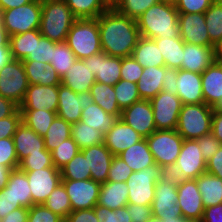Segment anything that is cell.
<instances>
[{
	"mask_svg": "<svg viewBox=\"0 0 222 222\" xmlns=\"http://www.w3.org/2000/svg\"><path fill=\"white\" fill-rule=\"evenodd\" d=\"M97 21L102 51L114 57L131 56L141 38L136 20L108 9Z\"/></svg>",
	"mask_w": 222,
	"mask_h": 222,
	"instance_id": "obj_1",
	"label": "cell"
},
{
	"mask_svg": "<svg viewBox=\"0 0 222 222\" xmlns=\"http://www.w3.org/2000/svg\"><path fill=\"white\" fill-rule=\"evenodd\" d=\"M178 19L179 13L175 4L160 1L137 18L136 23L142 37L165 39L167 36L180 37Z\"/></svg>",
	"mask_w": 222,
	"mask_h": 222,
	"instance_id": "obj_2",
	"label": "cell"
},
{
	"mask_svg": "<svg viewBox=\"0 0 222 222\" xmlns=\"http://www.w3.org/2000/svg\"><path fill=\"white\" fill-rule=\"evenodd\" d=\"M76 20L64 0H42L39 28L42 36L56 43L64 42Z\"/></svg>",
	"mask_w": 222,
	"mask_h": 222,
	"instance_id": "obj_3",
	"label": "cell"
},
{
	"mask_svg": "<svg viewBox=\"0 0 222 222\" xmlns=\"http://www.w3.org/2000/svg\"><path fill=\"white\" fill-rule=\"evenodd\" d=\"M65 42L79 60L100 53L102 48L97 18L77 19Z\"/></svg>",
	"mask_w": 222,
	"mask_h": 222,
	"instance_id": "obj_4",
	"label": "cell"
},
{
	"mask_svg": "<svg viewBox=\"0 0 222 222\" xmlns=\"http://www.w3.org/2000/svg\"><path fill=\"white\" fill-rule=\"evenodd\" d=\"M214 107L200 104H183L176 130L183 139H198L211 133Z\"/></svg>",
	"mask_w": 222,
	"mask_h": 222,
	"instance_id": "obj_5",
	"label": "cell"
},
{
	"mask_svg": "<svg viewBox=\"0 0 222 222\" xmlns=\"http://www.w3.org/2000/svg\"><path fill=\"white\" fill-rule=\"evenodd\" d=\"M155 163L168 173L174 166L183 144L177 130H156L146 138Z\"/></svg>",
	"mask_w": 222,
	"mask_h": 222,
	"instance_id": "obj_6",
	"label": "cell"
},
{
	"mask_svg": "<svg viewBox=\"0 0 222 222\" xmlns=\"http://www.w3.org/2000/svg\"><path fill=\"white\" fill-rule=\"evenodd\" d=\"M164 174L157 164L132 172L126 181L128 204L152 206L156 183Z\"/></svg>",
	"mask_w": 222,
	"mask_h": 222,
	"instance_id": "obj_7",
	"label": "cell"
},
{
	"mask_svg": "<svg viewBox=\"0 0 222 222\" xmlns=\"http://www.w3.org/2000/svg\"><path fill=\"white\" fill-rule=\"evenodd\" d=\"M178 179L166 173L157 181L151 206L152 216L157 218H183L177 204Z\"/></svg>",
	"mask_w": 222,
	"mask_h": 222,
	"instance_id": "obj_8",
	"label": "cell"
},
{
	"mask_svg": "<svg viewBox=\"0 0 222 222\" xmlns=\"http://www.w3.org/2000/svg\"><path fill=\"white\" fill-rule=\"evenodd\" d=\"M42 0L4 10L3 26L9 36L40 28Z\"/></svg>",
	"mask_w": 222,
	"mask_h": 222,
	"instance_id": "obj_9",
	"label": "cell"
},
{
	"mask_svg": "<svg viewBox=\"0 0 222 222\" xmlns=\"http://www.w3.org/2000/svg\"><path fill=\"white\" fill-rule=\"evenodd\" d=\"M168 173L178 180L197 179L206 173V161L203 159L197 140L184 139L179 156Z\"/></svg>",
	"mask_w": 222,
	"mask_h": 222,
	"instance_id": "obj_10",
	"label": "cell"
},
{
	"mask_svg": "<svg viewBox=\"0 0 222 222\" xmlns=\"http://www.w3.org/2000/svg\"><path fill=\"white\" fill-rule=\"evenodd\" d=\"M29 83L23 62L12 59L0 69V95L20 106Z\"/></svg>",
	"mask_w": 222,
	"mask_h": 222,
	"instance_id": "obj_11",
	"label": "cell"
},
{
	"mask_svg": "<svg viewBox=\"0 0 222 222\" xmlns=\"http://www.w3.org/2000/svg\"><path fill=\"white\" fill-rule=\"evenodd\" d=\"M153 110V118L157 130H175L178 116L182 108L181 99L166 91L159 92L150 100Z\"/></svg>",
	"mask_w": 222,
	"mask_h": 222,
	"instance_id": "obj_12",
	"label": "cell"
},
{
	"mask_svg": "<svg viewBox=\"0 0 222 222\" xmlns=\"http://www.w3.org/2000/svg\"><path fill=\"white\" fill-rule=\"evenodd\" d=\"M93 103L90 91L75 93L72 89L58 85L57 116L69 123H76L81 119V112Z\"/></svg>",
	"mask_w": 222,
	"mask_h": 222,
	"instance_id": "obj_13",
	"label": "cell"
},
{
	"mask_svg": "<svg viewBox=\"0 0 222 222\" xmlns=\"http://www.w3.org/2000/svg\"><path fill=\"white\" fill-rule=\"evenodd\" d=\"M70 198L72 211L93 209L97 203L101 183L92 179L61 180Z\"/></svg>",
	"mask_w": 222,
	"mask_h": 222,
	"instance_id": "obj_14",
	"label": "cell"
},
{
	"mask_svg": "<svg viewBox=\"0 0 222 222\" xmlns=\"http://www.w3.org/2000/svg\"><path fill=\"white\" fill-rule=\"evenodd\" d=\"M177 192V204L181 209L182 217L185 220L201 221L205 208L196 179L178 180Z\"/></svg>",
	"mask_w": 222,
	"mask_h": 222,
	"instance_id": "obj_15",
	"label": "cell"
},
{
	"mask_svg": "<svg viewBox=\"0 0 222 222\" xmlns=\"http://www.w3.org/2000/svg\"><path fill=\"white\" fill-rule=\"evenodd\" d=\"M29 181L33 204H43L50 193L61 183V173L56 167L24 171Z\"/></svg>",
	"mask_w": 222,
	"mask_h": 222,
	"instance_id": "obj_16",
	"label": "cell"
},
{
	"mask_svg": "<svg viewBox=\"0 0 222 222\" xmlns=\"http://www.w3.org/2000/svg\"><path fill=\"white\" fill-rule=\"evenodd\" d=\"M120 119L143 138H147L157 130L150 100L141 99L125 108L121 111Z\"/></svg>",
	"mask_w": 222,
	"mask_h": 222,
	"instance_id": "obj_17",
	"label": "cell"
},
{
	"mask_svg": "<svg viewBox=\"0 0 222 222\" xmlns=\"http://www.w3.org/2000/svg\"><path fill=\"white\" fill-rule=\"evenodd\" d=\"M83 61L94 74L96 82L114 86L121 79L122 57L109 56L101 51Z\"/></svg>",
	"mask_w": 222,
	"mask_h": 222,
	"instance_id": "obj_18",
	"label": "cell"
},
{
	"mask_svg": "<svg viewBox=\"0 0 222 222\" xmlns=\"http://www.w3.org/2000/svg\"><path fill=\"white\" fill-rule=\"evenodd\" d=\"M180 37L185 43L215 46L209 38L204 13H179Z\"/></svg>",
	"mask_w": 222,
	"mask_h": 222,
	"instance_id": "obj_19",
	"label": "cell"
},
{
	"mask_svg": "<svg viewBox=\"0 0 222 222\" xmlns=\"http://www.w3.org/2000/svg\"><path fill=\"white\" fill-rule=\"evenodd\" d=\"M19 109L57 112L58 85L29 84Z\"/></svg>",
	"mask_w": 222,
	"mask_h": 222,
	"instance_id": "obj_20",
	"label": "cell"
},
{
	"mask_svg": "<svg viewBox=\"0 0 222 222\" xmlns=\"http://www.w3.org/2000/svg\"><path fill=\"white\" fill-rule=\"evenodd\" d=\"M143 137L131 126L118 119L113 127L104 134V145L114 156H118L133 144L141 141Z\"/></svg>",
	"mask_w": 222,
	"mask_h": 222,
	"instance_id": "obj_21",
	"label": "cell"
},
{
	"mask_svg": "<svg viewBox=\"0 0 222 222\" xmlns=\"http://www.w3.org/2000/svg\"><path fill=\"white\" fill-rule=\"evenodd\" d=\"M216 48V46H201L185 43L180 69L201 74L217 60Z\"/></svg>",
	"mask_w": 222,
	"mask_h": 222,
	"instance_id": "obj_22",
	"label": "cell"
},
{
	"mask_svg": "<svg viewBox=\"0 0 222 222\" xmlns=\"http://www.w3.org/2000/svg\"><path fill=\"white\" fill-rule=\"evenodd\" d=\"M80 151L84 154L85 158H87L91 179L101 184L105 183L114 157L111 151L104 145V143L90 146Z\"/></svg>",
	"mask_w": 222,
	"mask_h": 222,
	"instance_id": "obj_23",
	"label": "cell"
},
{
	"mask_svg": "<svg viewBox=\"0 0 222 222\" xmlns=\"http://www.w3.org/2000/svg\"><path fill=\"white\" fill-rule=\"evenodd\" d=\"M177 96L183 104L204 103L201 74L177 69Z\"/></svg>",
	"mask_w": 222,
	"mask_h": 222,
	"instance_id": "obj_24",
	"label": "cell"
},
{
	"mask_svg": "<svg viewBox=\"0 0 222 222\" xmlns=\"http://www.w3.org/2000/svg\"><path fill=\"white\" fill-rule=\"evenodd\" d=\"M204 103L215 107L222 99V62L215 60L201 73Z\"/></svg>",
	"mask_w": 222,
	"mask_h": 222,
	"instance_id": "obj_25",
	"label": "cell"
},
{
	"mask_svg": "<svg viewBox=\"0 0 222 222\" xmlns=\"http://www.w3.org/2000/svg\"><path fill=\"white\" fill-rule=\"evenodd\" d=\"M12 138L19 162L29 154L40 153V151L46 150L44 138L24 122H21Z\"/></svg>",
	"mask_w": 222,
	"mask_h": 222,
	"instance_id": "obj_26",
	"label": "cell"
},
{
	"mask_svg": "<svg viewBox=\"0 0 222 222\" xmlns=\"http://www.w3.org/2000/svg\"><path fill=\"white\" fill-rule=\"evenodd\" d=\"M95 82L94 74L89 67H86L84 61L79 59L73 63L61 79V84L72 89L77 94L90 91Z\"/></svg>",
	"mask_w": 222,
	"mask_h": 222,
	"instance_id": "obj_27",
	"label": "cell"
},
{
	"mask_svg": "<svg viewBox=\"0 0 222 222\" xmlns=\"http://www.w3.org/2000/svg\"><path fill=\"white\" fill-rule=\"evenodd\" d=\"M166 66H151L143 69L137 82L139 96L144 100H151L159 92L163 91V78Z\"/></svg>",
	"mask_w": 222,
	"mask_h": 222,
	"instance_id": "obj_28",
	"label": "cell"
},
{
	"mask_svg": "<svg viewBox=\"0 0 222 222\" xmlns=\"http://www.w3.org/2000/svg\"><path fill=\"white\" fill-rule=\"evenodd\" d=\"M97 204L111 210L125 207L128 204V186L126 182L106 181L102 183Z\"/></svg>",
	"mask_w": 222,
	"mask_h": 222,
	"instance_id": "obj_29",
	"label": "cell"
},
{
	"mask_svg": "<svg viewBox=\"0 0 222 222\" xmlns=\"http://www.w3.org/2000/svg\"><path fill=\"white\" fill-rule=\"evenodd\" d=\"M118 157L125 161L133 172L141 171L156 164L146 138L124 150Z\"/></svg>",
	"mask_w": 222,
	"mask_h": 222,
	"instance_id": "obj_30",
	"label": "cell"
},
{
	"mask_svg": "<svg viewBox=\"0 0 222 222\" xmlns=\"http://www.w3.org/2000/svg\"><path fill=\"white\" fill-rule=\"evenodd\" d=\"M22 62L29 84L49 86L61 84V78L48 63L33 60H23Z\"/></svg>",
	"mask_w": 222,
	"mask_h": 222,
	"instance_id": "obj_31",
	"label": "cell"
},
{
	"mask_svg": "<svg viewBox=\"0 0 222 222\" xmlns=\"http://www.w3.org/2000/svg\"><path fill=\"white\" fill-rule=\"evenodd\" d=\"M131 56L143 67L165 66L164 58L154 39L142 37L132 51Z\"/></svg>",
	"mask_w": 222,
	"mask_h": 222,
	"instance_id": "obj_32",
	"label": "cell"
},
{
	"mask_svg": "<svg viewBox=\"0 0 222 222\" xmlns=\"http://www.w3.org/2000/svg\"><path fill=\"white\" fill-rule=\"evenodd\" d=\"M196 184L204 208L222 203V179L206 172L196 179Z\"/></svg>",
	"mask_w": 222,
	"mask_h": 222,
	"instance_id": "obj_33",
	"label": "cell"
},
{
	"mask_svg": "<svg viewBox=\"0 0 222 222\" xmlns=\"http://www.w3.org/2000/svg\"><path fill=\"white\" fill-rule=\"evenodd\" d=\"M154 41L159 47L165 66L167 68L180 69L183 59L184 44L185 42L181 37L169 38H156Z\"/></svg>",
	"mask_w": 222,
	"mask_h": 222,
	"instance_id": "obj_34",
	"label": "cell"
},
{
	"mask_svg": "<svg viewBox=\"0 0 222 222\" xmlns=\"http://www.w3.org/2000/svg\"><path fill=\"white\" fill-rule=\"evenodd\" d=\"M16 202L30 208L33 204L29 181L26 173L19 168L13 169L6 185Z\"/></svg>",
	"mask_w": 222,
	"mask_h": 222,
	"instance_id": "obj_35",
	"label": "cell"
},
{
	"mask_svg": "<svg viewBox=\"0 0 222 222\" xmlns=\"http://www.w3.org/2000/svg\"><path fill=\"white\" fill-rule=\"evenodd\" d=\"M90 94L93 98V103L99 105L108 114L115 115L120 119L121 110L115 97L113 85L95 82L90 88Z\"/></svg>",
	"mask_w": 222,
	"mask_h": 222,
	"instance_id": "obj_36",
	"label": "cell"
},
{
	"mask_svg": "<svg viewBox=\"0 0 222 222\" xmlns=\"http://www.w3.org/2000/svg\"><path fill=\"white\" fill-rule=\"evenodd\" d=\"M118 120L115 115L108 114L99 105L92 103L82 110L80 121L92 126L102 133H107Z\"/></svg>",
	"mask_w": 222,
	"mask_h": 222,
	"instance_id": "obj_37",
	"label": "cell"
},
{
	"mask_svg": "<svg viewBox=\"0 0 222 222\" xmlns=\"http://www.w3.org/2000/svg\"><path fill=\"white\" fill-rule=\"evenodd\" d=\"M71 137L80 150L104 142V133L82 121L71 124Z\"/></svg>",
	"mask_w": 222,
	"mask_h": 222,
	"instance_id": "obj_38",
	"label": "cell"
},
{
	"mask_svg": "<svg viewBox=\"0 0 222 222\" xmlns=\"http://www.w3.org/2000/svg\"><path fill=\"white\" fill-rule=\"evenodd\" d=\"M77 19L98 18L110 9L104 0H64Z\"/></svg>",
	"mask_w": 222,
	"mask_h": 222,
	"instance_id": "obj_39",
	"label": "cell"
},
{
	"mask_svg": "<svg viewBox=\"0 0 222 222\" xmlns=\"http://www.w3.org/2000/svg\"><path fill=\"white\" fill-rule=\"evenodd\" d=\"M22 122L34 130L38 135L44 137L49 126L57 116L56 112L47 110H20Z\"/></svg>",
	"mask_w": 222,
	"mask_h": 222,
	"instance_id": "obj_40",
	"label": "cell"
},
{
	"mask_svg": "<svg viewBox=\"0 0 222 222\" xmlns=\"http://www.w3.org/2000/svg\"><path fill=\"white\" fill-rule=\"evenodd\" d=\"M204 17L210 41L217 47L222 43V0H215Z\"/></svg>",
	"mask_w": 222,
	"mask_h": 222,
	"instance_id": "obj_41",
	"label": "cell"
},
{
	"mask_svg": "<svg viewBox=\"0 0 222 222\" xmlns=\"http://www.w3.org/2000/svg\"><path fill=\"white\" fill-rule=\"evenodd\" d=\"M71 137V123L66 122L64 119L56 116L54 121L48 128L44 138L45 149L49 152L53 151L63 141Z\"/></svg>",
	"mask_w": 222,
	"mask_h": 222,
	"instance_id": "obj_42",
	"label": "cell"
},
{
	"mask_svg": "<svg viewBox=\"0 0 222 222\" xmlns=\"http://www.w3.org/2000/svg\"><path fill=\"white\" fill-rule=\"evenodd\" d=\"M77 57L69 48L68 44L64 42L55 43L50 66L56 70L58 76L62 79L69 68L76 62Z\"/></svg>",
	"mask_w": 222,
	"mask_h": 222,
	"instance_id": "obj_43",
	"label": "cell"
},
{
	"mask_svg": "<svg viewBox=\"0 0 222 222\" xmlns=\"http://www.w3.org/2000/svg\"><path fill=\"white\" fill-rule=\"evenodd\" d=\"M61 180H85L91 179L88 170L87 158L79 151L73 159L60 169Z\"/></svg>",
	"mask_w": 222,
	"mask_h": 222,
	"instance_id": "obj_44",
	"label": "cell"
},
{
	"mask_svg": "<svg viewBox=\"0 0 222 222\" xmlns=\"http://www.w3.org/2000/svg\"><path fill=\"white\" fill-rule=\"evenodd\" d=\"M43 204L47 209H50L53 213L58 214L63 219H65L72 211L70 198L67 195V191L62 182L50 193L49 197Z\"/></svg>",
	"mask_w": 222,
	"mask_h": 222,
	"instance_id": "obj_45",
	"label": "cell"
},
{
	"mask_svg": "<svg viewBox=\"0 0 222 222\" xmlns=\"http://www.w3.org/2000/svg\"><path fill=\"white\" fill-rule=\"evenodd\" d=\"M12 58L23 61L33 52L34 30L9 36Z\"/></svg>",
	"mask_w": 222,
	"mask_h": 222,
	"instance_id": "obj_46",
	"label": "cell"
},
{
	"mask_svg": "<svg viewBox=\"0 0 222 222\" xmlns=\"http://www.w3.org/2000/svg\"><path fill=\"white\" fill-rule=\"evenodd\" d=\"M54 41L41 35L39 29H34V47L25 60H33L50 64L53 50L55 49Z\"/></svg>",
	"mask_w": 222,
	"mask_h": 222,
	"instance_id": "obj_47",
	"label": "cell"
},
{
	"mask_svg": "<svg viewBox=\"0 0 222 222\" xmlns=\"http://www.w3.org/2000/svg\"><path fill=\"white\" fill-rule=\"evenodd\" d=\"M114 91L121 111L128 108L133 103L141 100L137 89V83L120 79L114 85Z\"/></svg>",
	"mask_w": 222,
	"mask_h": 222,
	"instance_id": "obj_48",
	"label": "cell"
},
{
	"mask_svg": "<svg viewBox=\"0 0 222 222\" xmlns=\"http://www.w3.org/2000/svg\"><path fill=\"white\" fill-rule=\"evenodd\" d=\"M79 151V146L72 137H70L51 151L53 165L60 170L63 166L70 162Z\"/></svg>",
	"mask_w": 222,
	"mask_h": 222,
	"instance_id": "obj_49",
	"label": "cell"
},
{
	"mask_svg": "<svg viewBox=\"0 0 222 222\" xmlns=\"http://www.w3.org/2000/svg\"><path fill=\"white\" fill-rule=\"evenodd\" d=\"M160 1L161 0H121L114 9L120 14L136 20L148 8Z\"/></svg>",
	"mask_w": 222,
	"mask_h": 222,
	"instance_id": "obj_50",
	"label": "cell"
},
{
	"mask_svg": "<svg viewBox=\"0 0 222 222\" xmlns=\"http://www.w3.org/2000/svg\"><path fill=\"white\" fill-rule=\"evenodd\" d=\"M47 167H55L52 162L51 152L48 150L40 153L29 154L19 162L18 168L22 171H34Z\"/></svg>",
	"mask_w": 222,
	"mask_h": 222,
	"instance_id": "obj_51",
	"label": "cell"
},
{
	"mask_svg": "<svg viewBox=\"0 0 222 222\" xmlns=\"http://www.w3.org/2000/svg\"><path fill=\"white\" fill-rule=\"evenodd\" d=\"M93 209L99 222H132L128 215L127 205L117 210H111L97 204Z\"/></svg>",
	"mask_w": 222,
	"mask_h": 222,
	"instance_id": "obj_52",
	"label": "cell"
},
{
	"mask_svg": "<svg viewBox=\"0 0 222 222\" xmlns=\"http://www.w3.org/2000/svg\"><path fill=\"white\" fill-rule=\"evenodd\" d=\"M0 165L10 167L12 170L19 166L12 137L0 139Z\"/></svg>",
	"mask_w": 222,
	"mask_h": 222,
	"instance_id": "obj_53",
	"label": "cell"
},
{
	"mask_svg": "<svg viewBox=\"0 0 222 222\" xmlns=\"http://www.w3.org/2000/svg\"><path fill=\"white\" fill-rule=\"evenodd\" d=\"M27 222H64V219L47 209L44 204H35L28 208Z\"/></svg>",
	"mask_w": 222,
	"mask_h": 222,
	"instance_id": "obj_54",
	"label": "cell"
},
{
	"mask_svg": "<svg viewBox=\"0 0 222 222\" xmlns=\"http://www.w3.org/2000/svg\"><path fill=\"white\" fill-rule=\"evenodd\" d=\"M132 169L120 157L114 156L109 168L107 181L126 182Z\"/></svg>",
	"mask_w": 222,
	"mask_h": 222,
	"instance_id": "obj_55",
	"label": "cell"
},
{
	"mask_svg": "<svg viewBox=\"0 0 222 222\" xmlns=\"http://www.w3.org/2000/svg\"><path fill=\"white\" fill-rule=\"evenodd\" d=\"M143 67L132 57H122L120 70L121 79L137 83L143 72Z\"/></svg>",
	"mask_w": 222,
	"mask_h": 222,
	"instance_id": "obj_56",
	"label": "cell"
},
{
	"mask_svg": "<svg viewBox=\"0 0 222 222\" xmlns=\"http://www.w3.org/2000/svg\"><path fill=\"white\" fill-rule=\"evenodd\" d=\"M215 0H176L178 13H204Z\"/></svg>",
	"mask_w": 222,
	"mask_h": 222,
	"instance_id": "obj_57",
	"label": "cell"
},
{
	"mask_svg": "<svg viewBox=\"0 0 222 222\" xmlns=\"http://www.w3.org/2000/svg\"><path fill=\"white\" fill-rule=\"evenodd\" d=\"M22 122V113L18 108L11 116L0 119V139L13 137Z\"/></svg>",
	"mask_w": 222,
	"mask_h": 222,
	"instance_id": "obj_58",
	"label": "cell"
},
{
	"mask_svg": "<svg viewBox=\"0 0 222 222\" xmlns=\"http://www.w3.org/2000/svg\"><path fill=\"white\" fill-rule=\"evenodd\" d=\"M203 155V159L207 162L222 145L220 141L212 134L209 133L196 139Z\"/></svg>",
	"mask_w": 222,
	"mask_h": 222,
	"instance_id": "obj_59",
	"label": "cell"
},
{
	"mask_svg": "<svg viewBox=\"0 0 222 222\" xmlns=\"http://www.w3.org/2000/svg\"><path fill=\"white\" fill-rule=\"evenodd\" d=\"M23 207L19 202H16L6 186L0 190V220L3 219L13 210Z\"/></svg>",
	"mask_w": 222,
	"mask_h": 222,
	"instance_id": "obj_60",
	"label": "cell"
},
{
	"mask_svg": "<svg viewBox=\"0 0 222 222\" xmlns=\"http://www.w3.org/2000/svg\"><path fill=\"white\" fill-rule=\"evenodd\" d=\"M127 211L132 222H145L152 216L151 206L127 204Z\"/></svg>",
	"mask_w": 222,
	"mask_h": 222,
	"instance_id": "obj_61",
	"label": "cell"
},
{
	"mask_svg": "<svg viewBox=\"0 0 222 222\" xmlns=\"http://www.w3.org/2000/svg\"><path fill=\"white\" fill-rule=\"evenodd\" d=\"M64 222H99L94 209H79L71 211Z\"/></svg>",
	"mask_w": 222,
	"mask_h": 222,
	"instance_id": "obj_62",
	"label": "cell"
},
{
	"mask_svg": "<svg viewBox=\"0 0 222 222\" xmlns=\"http://www.w3.org/2000/svg\"><path fill=\"white\" fill-rule=\"evenodd\" d=\"M206 172L222 179V145L206 162Z\"/></svg>",
	"mask_w": 222,
	"mask_h": 222,
	"instance_id": "obj_63",
	"label": "cell"
},
{
	"mask_svg": "<svg viewBox=\"0 0 222 222\" xmlns=\"http://www.w3.org/2000/svg\"><path fill=\"white\" fill-rule=\"evenodd\" d=\"M177 69L167 68L163 78V91L177 94Z\"/></svg>",
	"mask_w": 222,
	"mask_h": 222,
	"instance_id": "obj_64",
	"label": "cell"
},
{
	"mask_svg": "<svg viewBox=\"0 0 222 222\" xmlns=\"http://www.w3.org/2000/svg\"><path fill=\"white\" fill-rule=\"evenodd\" d=\"M201 222H222V203L206 207Z\"/></svg>",
	"mask_w": 222,
	"mask_h": 222,
	"instance_id": "obj_65",
	"label": "cell"
},
{
	"mask_svg": "<svg viewBox=\"0 0 222 222\" xmlns=\"http://www.w3.org/2000/svg\"><path fill=\"white\" fill-rule=\"evenodd\" d=\"M27 220L28 208L20 207L10 212L3 219H1L0 222H27Z\"/></svg>",
	"mask_w": 222,
	"mask_h": 222,
	"instance_id": "obj_66",
	"label": "cell"
},
{
	"mask_svg": "<svg viewBox=\"0 0 222 222\" xmlns=\"http://www.w3.org/2000/svg\"><path fill=\"white\" fill-rule=\"evenodd\" d=\"M211 133L222 144V111L213 110L212 122H211Z\"/></svg>",
	"mask_w": 222,
	"mask_h": 222,
	"instance_id": "obj_67",
	"label": "cell"
},
{
	"mask_svg": "<svg viewBox=\"0 0 222 222\" xmlns=\"http://www.w3.org/2000/svg\"><path fill=\"white\" fill-rule=\"evenodd\" d=\"M19 106L0 95V119L11 116Z\"/></svg>",
	"mask_w": 222,
	"mask_h": 222,
	"instance_id": "obj_68",
	"label": "cell"
},
{
	"mask_svg": "<svg viewBox=\"0 0 222 222\" xmlns=\"http://www.w3.org/2000/svg\"><path fill=\"white\" fill-rule=\"evenodd\" d=\"M33 0H0V7L3 10L13 9L32 2Z\"/></svg>",
	"mask_w": 222,
	"mask_h": 222,
	"instance_id": "obj_69",
	"label": "cell"
},
{
	"mask_svg": "<svg viewBox=\"0 0 222 222\" xmlns=\"http://www.w3.org/2000/svg\"><path fill=\"white\" fill-rule=\"evenodd\" d=\"M10 44L0 47V69L12 60Z\"/></svg>",
	"mask_w": 222,
	"mask_h": 222,
	"instance_id": "obj_70",
	"label": "cell"
},
{
	"mask_svg": "<svg viewBox=\"0 0 222 222\" xmlns=\"http://www.w3.org/2000/svg\"><path fill=\"white\" fill-rule=\"evenodd\" d=\"M11 171L10 167L0 165V190L6 187Z\"/></svg>",
	"mask_w": 222,
	"mask_h": 222,
	"instance_id": "obj_71",
	"label": "cell"
},
{
	"mask_svg": "<svg viewBox=\"0 0 222 222\" xmlns=\"http://www.w3.org/2000/svg\"><path fill=\"white\" fill-rule=\"evenodd\" d=\"M9 43V35L3 25H0V47L6 46Z\"/></svg>",
	"mask_w": 222,
	"mask_h": 222,
	"instance_id": "obj_72",
	"label": "cell"
},
{
	"mask_svg": "<svg viewBox=\"0 0 222 222\" xmlns=\"http://www.w3.org/2000/svg\"><path fill=\"white\" fill-rule=\"evenodd\" d=\"M121 0H104L105 4L110 8L114 9Z\"/></svg>",
	"mask_w": 222,
	"mask_h": 222,
	"instance_id": "obj_73",
	"label": "cell"
},
{
	"mask_svg": "<svg viewBox=\"0 0 222 222\" xmlns=\"http://www.w3.org/2000/svg\"><path fill=\"white\" fill-rule=\"evenodd\" d=\"M160 219H163L164 222H184L185 219L184 218H160Z\"/></svg>",
	"mask_w": 222,
	"mask_h": 222,
	"instance_id": "obj_74",
	"label": "cell"
},
{
	"mask_svg": "<svg viewBox=\"0 0 222 222\" xmlns=\"http://www.w3.org/2000/svg\"><path fill=\"white\" fill-rule=\"evenodd\" d=\"M217 60L222 62V43L216 48Z\"/></svg>",
	"mask_w": 222,
	"mask_h": 222,
	"instance_id": "obj_75",
	"label": "cell"
},
{
	"mask_svg": "<svg viewBox=\"0 0 222 222\" xmlns=\"http://www.w3.org/2000/svg\"><path fill=\"white\" fill-rule=\"evenodd\" d=\"M145 222H164L163 219H160V218H157V217H154V216H151L147 221Z\"/></svg>",
	"mask_w": 222,
	"mask_h": 222,
	"instance_id": "obj_76",
	"label": "cell"
},
{
	"mask_svg": "<svg viewBox=\"0 0 222 222\" xmlns=\"http://www.w3.org/2000/svg\"><path fill=\"white\" fill-rule=\"evenodd\" d=\"M214 110L222 111V99L219 101V103L214 107Z\"/></svg>",
	"mask_w": 222,
	"mask_h": 222,
	"instance_id": "obj_77",
	"label": "cell"
},
{
	"mask_svg": "<svg viewBox=\"0 0 222 222\" xmlns=\"http://www.w3.org/2000/svg\"><path fill=\"white\" fill-rule=\"evenodd\" d=\"M4 10L0 7V25H3Z\"/></svg>",
	"mask_w": 222,
	"mask_h": 222,
	"instance_id": "obj_78",
	"label": "cell"
},
{
	"mask_svg": "<svg viewBox=\"0 0 222 222\" xmlns=\"http://www.w3.org/2000/svg\"><path fill=\"white\" fill-rule=\"evenodd\" d=\"M184 222H201V221H197V220H185Z\"/></svg>",
	"mask_w": 222,
	"mask_h": 222,
	"instance_id": "obj_79",
	"label": "cell"
},
{
	"mask_svg": "<svg viewBox=\"0 0 222 222\" xmlns=\"http://www.w3.org/2000/svg\"><path fill=\"white\" fill-rule=\"evenodd\" d=\"M161 1H167V2L175 3L176 0H161Z\"/></svg>",
	"mask_w": 222,
	"mask_h": 222,
	"instance_id": "obj_80",
	"label": "cell"
}]
</instances>
